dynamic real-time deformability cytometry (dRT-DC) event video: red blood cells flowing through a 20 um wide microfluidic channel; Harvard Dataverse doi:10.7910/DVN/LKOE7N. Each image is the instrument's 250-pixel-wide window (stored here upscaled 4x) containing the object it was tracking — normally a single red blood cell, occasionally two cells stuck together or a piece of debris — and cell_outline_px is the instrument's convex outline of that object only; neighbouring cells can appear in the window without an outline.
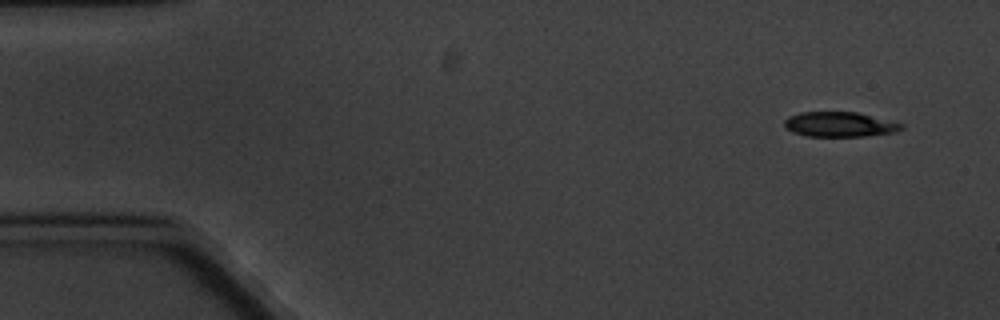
{"species": "common noctule bat (a hibernating species)", "species_latin": "Nyctalus noctula", "temperature_condition": "cold", "stored_images_in_passage": 6, "camera_frame_rate_fps": 3000, "um_per_image_px": 0.085, "animal": {"sex": "male", "body_mass_g": 20.1, "forearm_length_mm": 53.5}, "frame": {"image": 1, "passage_image": 1, "time_ms": 0.0, "image_size_px": [1000, 320], "cell_outline_px": [[904, 128], [896, 132], [864, 136], [808, 136], [792, 132], [784, 128], [784, 120], [788, 116], [800, 112], [856, 112], [904, 124]], "centroid_in_image_um": [71.34, 10.57], "position_along_channel_um": 13.7, "area_um2": 16.99}}
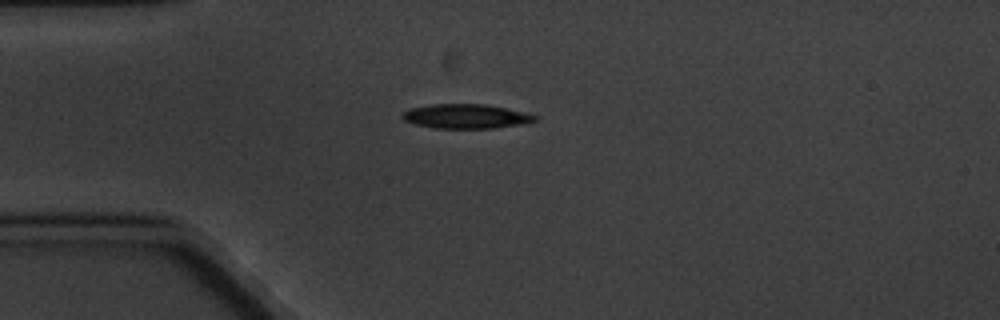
{"frame": {"image": 2, "passage_image": 4, "time_ms": 3.667, "image_size_px": [1000, 320], "cell_outline_px": [[540, 116], [536, 120], [520, 124], [492, 128], [432, 128], [416, 124], [404, 120], [400, 116], [408, 108], [432, 104], [484, 104], [504, 108]], "centroid_in_image_um": [39.55, 9.88], "position_along_channel_um": 45.4, "area_um2": 18.67}}